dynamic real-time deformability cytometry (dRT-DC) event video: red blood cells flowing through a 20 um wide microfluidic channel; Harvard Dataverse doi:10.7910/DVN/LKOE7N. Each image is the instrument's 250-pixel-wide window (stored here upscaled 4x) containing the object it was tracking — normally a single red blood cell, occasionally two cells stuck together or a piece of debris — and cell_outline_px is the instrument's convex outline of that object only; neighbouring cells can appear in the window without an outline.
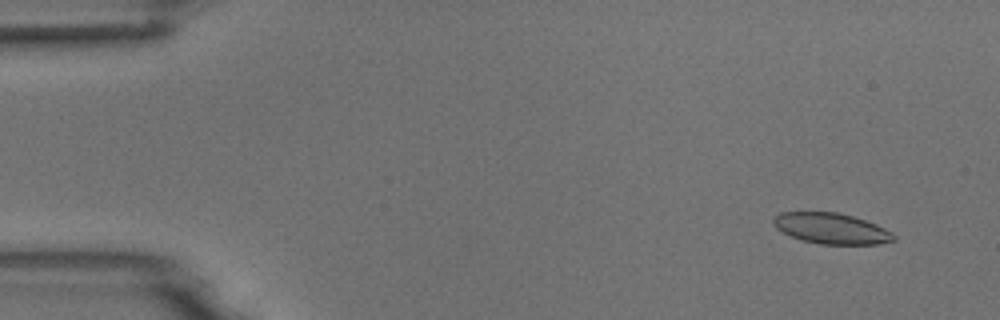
{"species": "common noctule bat (a hibernating species)", "species_latin": "Nyctalus noctula", "temperature_condition": "room temperature", "stored_images_in_passage": 5, "camera_frame_rate_fps": 3000, "um_per_image_px": 0.085, "animal": {"sex": "male", "body_mass_g": 18.8}, "frame": {"image": 1, "passage_image": 2, "time_ms": 1.0, "image_size_px": [1000, 320], "cell_outline_px": [[896, 240], [880, 244], [820, 244], [800, 240], [776, 228], [772, 224], [772, 220], [780, 212], [836, 212], [852, 216], [876, 224], [892, 232], [896, 236]], "centroid_in_image_um": [70.67, 19.42], "position_along_channel_um": 14.3, "area_um2": 21.56}}
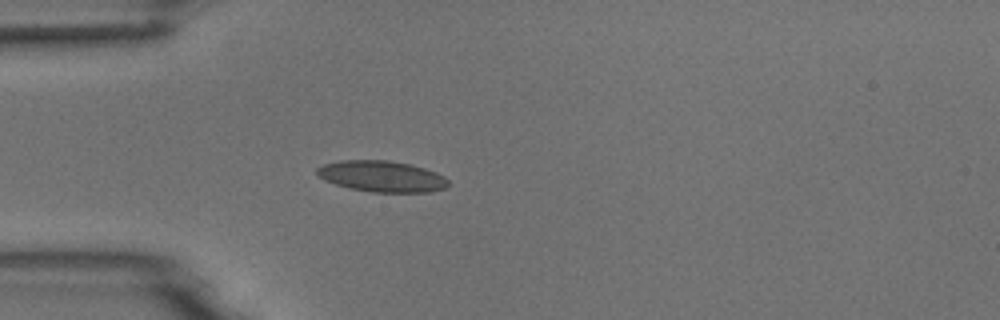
{"frame": {"image": 2, "passage_image": 5, "time_ms": 4.667, "image_size_px": [1000, 320], "cell_outline_px": [[448, 184], [444, 188], [432, 192], [372, 192], [348, 188], [324, 180], [316, 172], [316, 168], [324, 164], [340, 160], [388, 160], [408, 164], [424, 168], [436, 172], [444, 176], [448, 180]], "centroid_in_image_um": [32.45, 14.99], "position_along_channel_um": 52.6, "area_um2": 23.76}}